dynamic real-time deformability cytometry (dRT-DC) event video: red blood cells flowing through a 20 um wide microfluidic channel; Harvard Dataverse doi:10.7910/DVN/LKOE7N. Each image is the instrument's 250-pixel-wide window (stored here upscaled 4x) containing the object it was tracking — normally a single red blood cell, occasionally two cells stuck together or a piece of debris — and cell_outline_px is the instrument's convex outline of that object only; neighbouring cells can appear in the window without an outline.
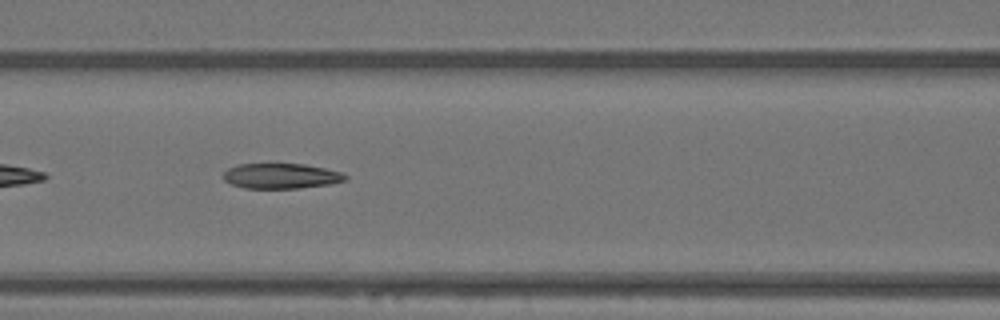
{"species": "Egyptian fruit bat (a non-hibernating species)", "species_latin": "Rousettus aegyptiacus", "temperature_condition": "warm", "stored_images_in_passage": 42, "camera_frame_rate_fps": 3000, "um_per_image_px": 0.085, "animal": {"sex": "female"}, "frame": {"image": 1, "passage_image": 9, "time_ms": 2.667, "image_size_px": [1000, 320], "cell_outline_px": [[348, 176], [344, 180], [332, 184], [300, 188], [244, 188], [232, 184], [224, 180], [224, 172], [228, 168], [236, 164], [304, 164], [324, 168], [340, 172]], "centroid_in_image_um": [23.88, 14.96], "position_along_channel_um": 142.7, "area_um2": 17.86}}
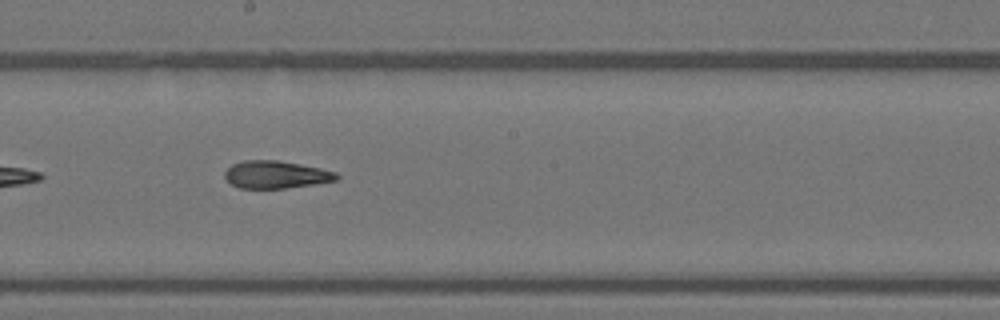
{"frame": {"image": 2, "passage_image": 16, "time_ms": 5.0, "image_size_px": [1000, 320], "cell_outline_px": [[340, 176], [336, 180], [312, 184], [284, 188], [240, 188], [232, 184], [224, 176], [224, 172], [232, 164], [244, 160], [280, 160], [320, 168], [336, 172]], "centroid_in_image_um": [23.44, 14.83], "position_along_channel_um": 224.8, "area_um2": 17.8}}
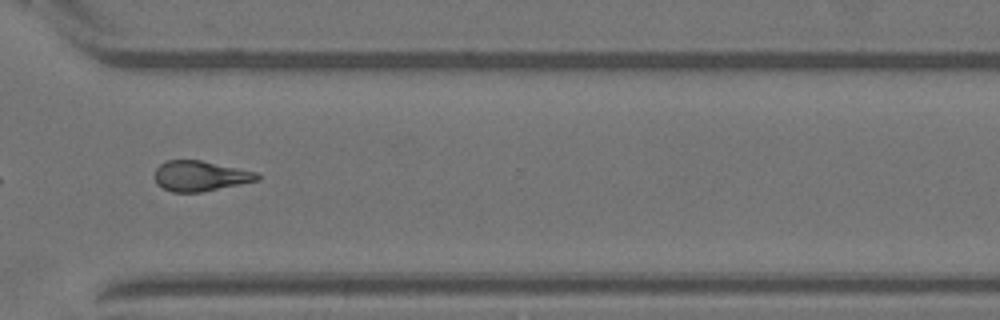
{"frame": {"image": 3, "passage_image": 27, "time_ms": 8.667, "image_size_px": [1000, 320], "cell_outline_px": [[260, 180], [200, 192], [172, 192], [156, 184], [152, 176], [156, 168], [160, 164], [168, 160], [200, 160], [256, 172], [260, 176]], "centroid_in_image_um": [16.97, 14.96], "position_along_channel_um": 353.6, "area_um2": 18.09}, "authors_computed_cell_mechanics": {"area_um2": 18.6405, "velocity_mm_per_s": 3.5236, "shape_relaxation_time_tau1_ms": null, "shape_relaxation_time_tau2_ms": 3.8215, "deformation_change_tau1": null, "deformation_change_tau2": 0.1345}}